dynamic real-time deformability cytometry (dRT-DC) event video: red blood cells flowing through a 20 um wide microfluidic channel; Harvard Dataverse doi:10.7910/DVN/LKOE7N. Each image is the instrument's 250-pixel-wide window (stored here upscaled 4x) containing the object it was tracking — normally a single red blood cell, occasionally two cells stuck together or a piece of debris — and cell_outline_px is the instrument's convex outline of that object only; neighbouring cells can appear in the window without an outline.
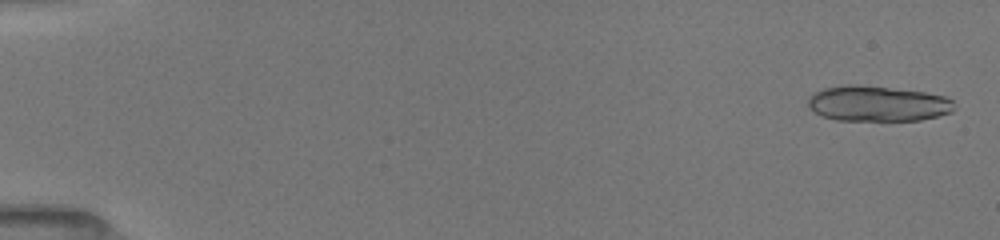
{"species": "common noctule bat (a hibernating species)", "species_latin": "Nyctalus noctula", "temperature_condition": "room temperature", "stored_images_in_passage": 30, "camera_frame_rate_fps": 3000, "um_per_image_px": 0.085, "animal": {"sex": "female", "body_mass_g": 19.5, "forearm_length_mm": 54.1}, "frame": {"image": 1, "passage_image": 3, "time_ms": 0.333, "image_size_px": [1000, 240], "cell_outline_px": [[952, 112], [920, 120], [836, 120], [824, 116], [808, 108], [808, 96], [812, 92], [824, 88], [844, 84], [856, 84], [924, 92], [948, 96], [952, 100]], "centroid_in_image_um": [74.55, 8.79], "position_along_channel_um": 10.5, "area_um2": 30.23}}